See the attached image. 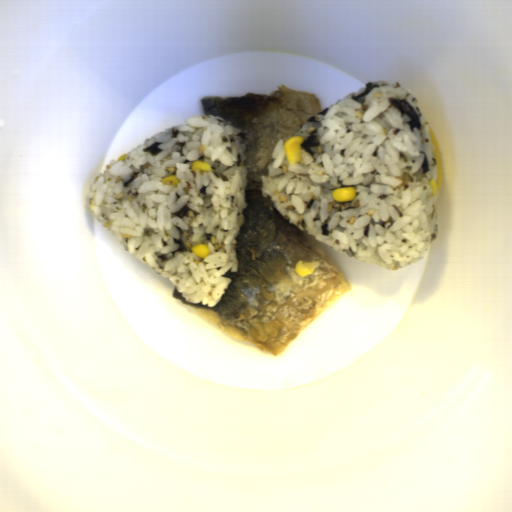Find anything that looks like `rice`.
<instances>
[{
  "mask_svg": "<svg viewBox=\"0 0 512 512\" xmlns=\"http://www.w3.org/2000/svg\"><path fill=\"white\" fill-rule=\"evenodd\" d=\"M210 173L191 172L194 160ZM180 183L167 186L165 176ZM247 148L241 128L203 114L146 138L93 182L89 210L120 245L170 281L185 302L214 308L238 271L246 202ZM206 243L211 254L194 255Z\"/></svg>",
  "mask_w": 512,
  "mask_h": 512,
  "instance_id": "2",
  "label": "rice"
},
{
  "mask_svg": "<svg viewBox=\"0 0 512 512\" xmlns=\"http://www.w3.org/2000/svg\"><path fill=\"white\" fill-rule=\"evenodd\" d=\"M405 100L422 129L391 104ZM316 136L314 155L290 165L280 139L261 193L290 224L349 257L397 270L424 258L438 235L436 149L419 99L399 82H367L310 117L294 134ZM293 136V137H294ZM436 179L437 190L429 179ZM353 186L356 199L333 201Z\"/></svg>",
  "mask_w": 512,
  "mask_h": 512,
  "instance_id": "1",
  "label": "rice"
}]
</instances>
